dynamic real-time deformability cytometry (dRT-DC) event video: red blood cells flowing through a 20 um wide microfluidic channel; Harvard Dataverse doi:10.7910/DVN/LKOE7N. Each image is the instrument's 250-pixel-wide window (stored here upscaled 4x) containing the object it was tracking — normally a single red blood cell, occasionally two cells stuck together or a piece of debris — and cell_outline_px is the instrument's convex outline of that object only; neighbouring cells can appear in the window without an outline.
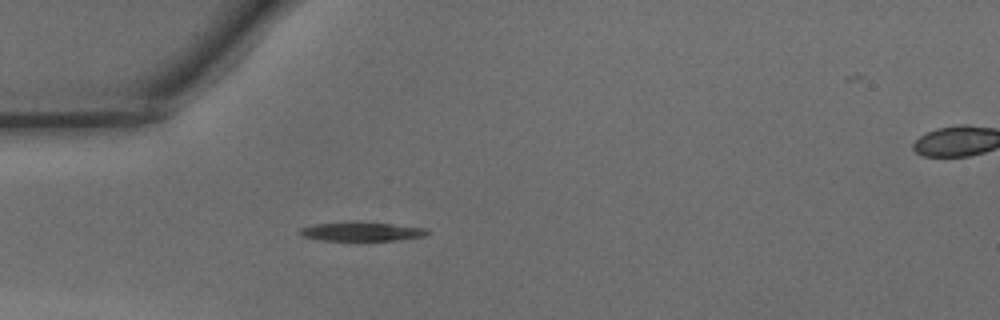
{"species": "common noctule bat (a hibernating species)", "species_latin": "Nyctalus noctula", "temperature_condition": "warm", "stored_images_in_passage": 3, "camera_frame_rate_fps": 3000, "um_per_image_px": 0.085, "animal": {"sex": "male", "body_mass_g": 15.6}, "frame": {"image": 1, "passage_image": 1, "time_ms": 0.0, "image_size_px": [1000, 320], "cell_outline_px": [[428, 232], [424, 236], [392, 240], [320, 240], [300, 236], [300, 228], [316, 224], [392, 224], [424, 228]], "centroid_in_image_um": [30.7, 19.72], "position_along_channel_um": 54.3, "area_um2": 13.01}}